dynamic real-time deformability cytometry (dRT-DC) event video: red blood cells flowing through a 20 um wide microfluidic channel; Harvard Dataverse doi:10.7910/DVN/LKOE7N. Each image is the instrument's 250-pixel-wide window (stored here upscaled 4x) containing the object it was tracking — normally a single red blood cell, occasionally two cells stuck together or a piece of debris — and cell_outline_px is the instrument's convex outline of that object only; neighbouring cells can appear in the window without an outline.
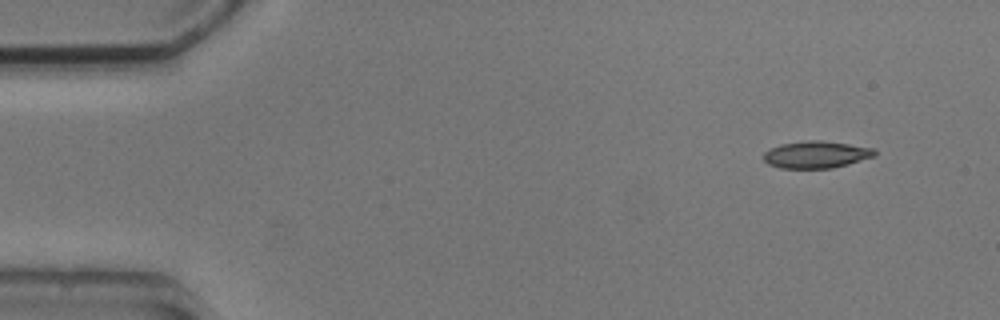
{"species": "common noctule bat (a hibernating species)", "species_latin": "Nyctalus noctula", "temperature_condition": "cold", "stored_images_in_passage": 4, "camera_frame_rate_fps": 3000, "um_per_image_px": 0.085, "animal": {"sex": "male", "body_mass_g": 20.5, "forearm_length_mm": 52.5}, "frame": {"image": 1, "passage_image": 1, "time_ms": 0.0, "image_size_px": [1000, 320], "cell_outline_px": [[876, 156], [848, 164], [832, 168], [780, 168], [768, 164], [764, 160], [764, 152], [780, 144], [808, 140], [820, 140], [848, 144], [872, 148], [876, 152]], "centroid_in_image_um": [69.37, 13.14], "position_along_channel_um": 15.6, "area_um2": 17.4}}
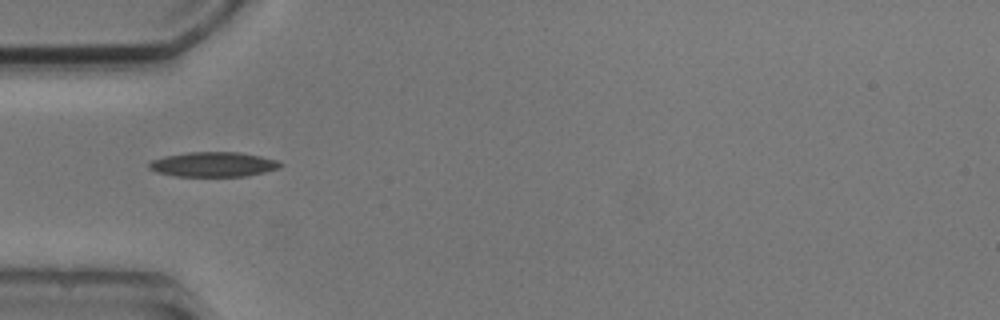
{"frame": {"image": 2, "passage_image": 4, "time_ms": 4.0, "image_size_px": [1000, 320], "cell_outline_px": [[284, 164], [280, 168], [248, 176], [172, 176], [156, 172], [148, 168], [148, 164], [152, 160], [164, 156], [188, 152], [240, 152], [260, 156], [276, 160]], "centroid_in_image_um": [18.12, 13.97], "position_along_channel_um": 66.9, "area_um2": 19.07}}